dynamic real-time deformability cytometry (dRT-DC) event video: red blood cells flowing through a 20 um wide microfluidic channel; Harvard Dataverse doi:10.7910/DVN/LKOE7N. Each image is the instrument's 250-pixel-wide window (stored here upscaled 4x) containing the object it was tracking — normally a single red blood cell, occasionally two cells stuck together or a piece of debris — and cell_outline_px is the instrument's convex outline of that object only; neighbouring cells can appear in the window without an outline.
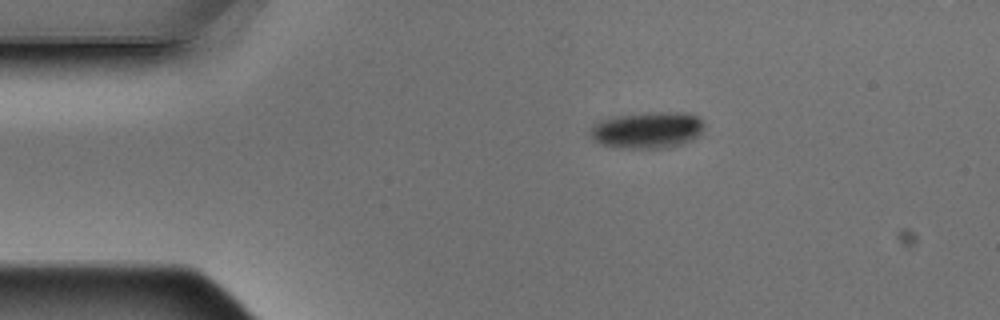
{"species": "Egyptian fruit bat (a non-hibernating species)", "species_latin": "Rousettus aegyptiacus", "temperature_condition": "warm", "stored_images_in_passage": 4, "camera_frame_rate_fps": 3000, "um_per_image_px": 0.085, "animal": {"sex": "male"}, "frame": {"image": 1, "passage_image": 1, "time_ms": 0.0, "image_size_px": [1000, 320], "cell_outline_px": [[704, 128], [696, 136], [680, 144], [668, 148], [620, 148], [600, 144], [592, 140], [592, 128], [600, 120], [612, 116], [648, 112], [688, 112], [700, 116], [704, 124]], "centroid_in_image_um": [55.04, 11.04], "position_along_channel_um": 30.0, "area_um2": 24.33}}
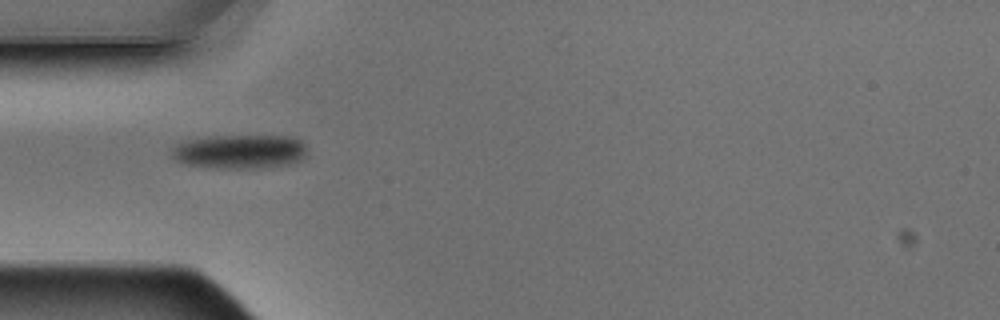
{"frame": {"image": 2, "passage_image": 3, "time_ms": 0.667, "image_size_px": [1000, 320], "cell_outline_px": [[308, 156], [304, 160], [288, 164], [252, 168], [228, 168], [188, 164], [176, 160], [172, 156], [172, 148], [180, 140], [208, 136], [292, 136], [300, 140], [308, 148]], "centroid_in_image_um": [20.43, 12.86], "position_along_channel_um": 64.6, "area_um2": 27.11}}
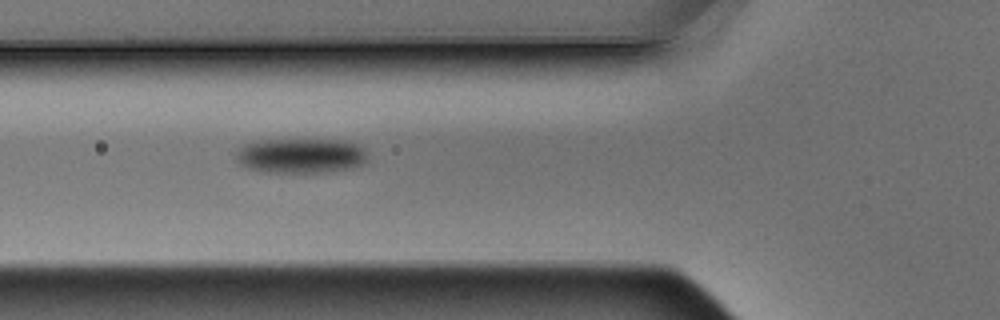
{"frame": {"image": 3, "passage_image": 4, "time_ms": 1.0, "image_size_px": [1000, 320], "cell_outline_px": [[368, 160], [364, 164], [352, 168], [332, 172], [260, 172], [248, 168], [240, 164], [236, 160], [236, 152], [244, 144], [252, 140], [344, 140], [356, 144], [364, 148]], "centroid_in_image_um": [25.57, 13.24], "position_along_channel_um": 100.2, "area_um2": 27.11}}